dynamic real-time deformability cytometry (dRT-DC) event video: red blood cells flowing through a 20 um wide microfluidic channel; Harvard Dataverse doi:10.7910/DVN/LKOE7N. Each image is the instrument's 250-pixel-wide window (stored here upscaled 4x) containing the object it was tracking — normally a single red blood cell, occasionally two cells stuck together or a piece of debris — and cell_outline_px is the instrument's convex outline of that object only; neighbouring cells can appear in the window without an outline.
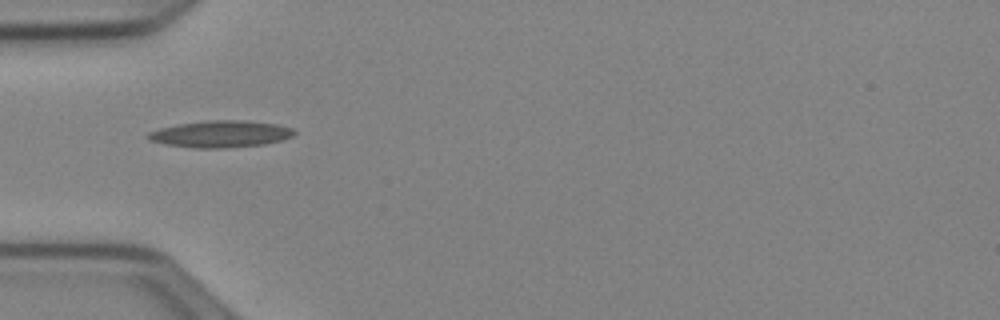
{"species": "Egyptian fruit bat (a non-hibernating species)", "species_latin": "Rousettus aegyptiacus", "temperature_condition": "cold", "stored_images_in_passage": 33, "camera_frame_rate_fps": 3000, "um_per_image_px": 0.085, "animal": {"sex": "female"}, "frame": {"image": 1, "passage_image": 1, "time_ms": 0.0, "image_size_px": [1000, 320], "cell_outline_px": [[296, 132], [292, 136], [280, 140], [264, 144], [224, 148], [196, 148], [168, 144], [148, 140], [144, 136], [148, 132], [160, 128], [180, 124], [208, 120], [248, 120], [276, 124], [292, 128]], "centroid_in_image_um": [18.74, 11.38], "position_along_channel_um": 66.3, "area_um2": 22.72}}
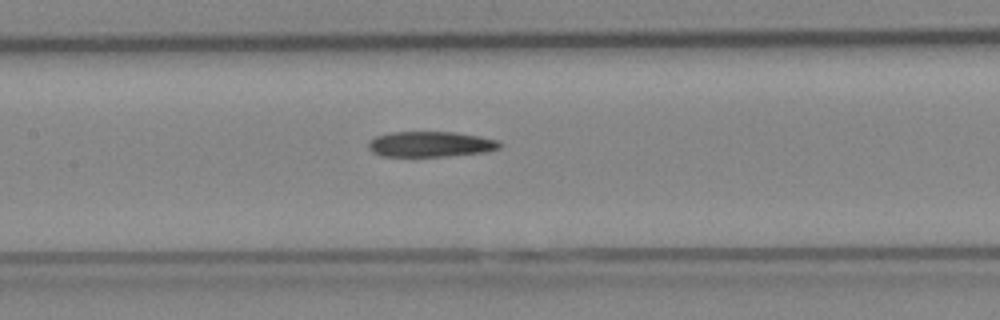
{"frame": {"image": 2, "passage_image": 9, "time_ms": 2.667, "image_size_px": [1000, 320], "cell_outline_px": [[500, 148], [484, 152], [448, 156], [380, 156], [372, 152], [368, 148], [368, 144], [376, 136], [388, 132], [456, 132], [480, 136], [500, 140]], "centroid_in_image_um": [36.6, 12.25], "position_along_channel_um": 170.8, "area_um2": 19.54}}
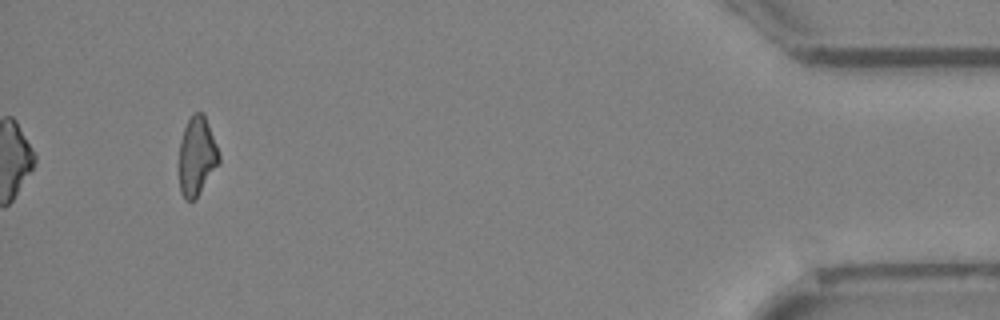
{"frame": {"image": 3, "passage_image": 33, "time_ms": 10.667, "image_size_px": [1000, 320], "cell_outline_px": [[220, 164], [196, 196], [192, 200], [184, 200], [180, 192], [180, 140], [184, 128], [192, 112], [204, 112], [216, 144], [220, 156]], "centroid_in_image_um": [16.74, 13.23], "position_along_channel_um": 418.5, "area_um2": 18.21}}